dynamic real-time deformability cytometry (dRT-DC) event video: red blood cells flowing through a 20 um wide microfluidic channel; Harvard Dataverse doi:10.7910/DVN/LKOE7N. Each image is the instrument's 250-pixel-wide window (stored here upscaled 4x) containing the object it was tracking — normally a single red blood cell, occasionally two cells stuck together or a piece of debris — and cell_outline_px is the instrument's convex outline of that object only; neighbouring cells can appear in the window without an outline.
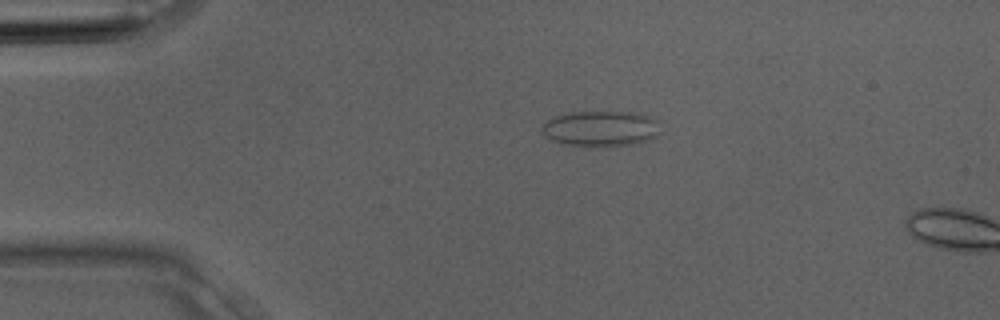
{"species": "Egyptian fruit bat (a non-hibernating species)", "species_latin": "Rousettus aegyptiacus", "temperature_condition": "room temperature", "stored_images_in_passage": 3, "camera_frame_rate_fps": 3000, "um_per_image_px": 0.085, "animal": {"sex": "male"}, "frame": {"image": 1, "passage_image": 2, "time_ms": 0.333, "image_size_px": [1000, 320], "cell_outline_px": [[660, 120], [656, 136], [648, 140], [632, 144], [564, 144], [552, 140], [544, 136], [540, 128], [548, 120], [556, 116], [572, 112], [632, 112], [652, 116]], "centroid_in_image_um": [51.08, 10.89], "position_along_channel_um": 33.9, "area_um2": 23.93}}